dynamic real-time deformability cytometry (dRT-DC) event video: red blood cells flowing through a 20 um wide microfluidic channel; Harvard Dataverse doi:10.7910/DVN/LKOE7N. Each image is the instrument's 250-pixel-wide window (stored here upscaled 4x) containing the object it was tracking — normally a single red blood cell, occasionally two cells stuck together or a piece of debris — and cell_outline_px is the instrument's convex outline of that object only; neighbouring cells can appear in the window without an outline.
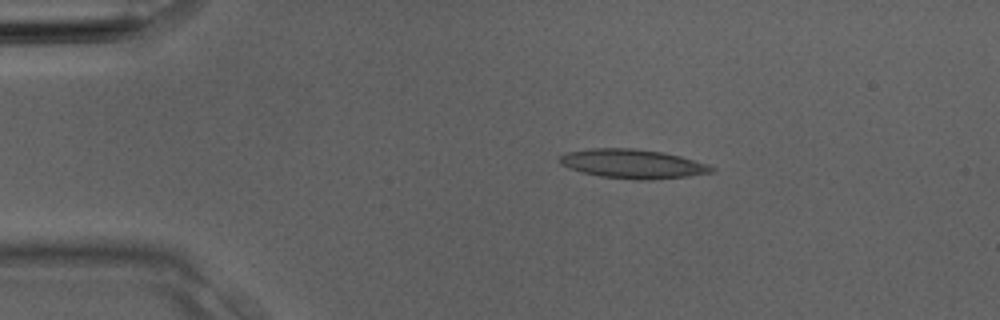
{"species": "Egyptian fruit bat (a non-hibernating species)", "species_latin": "Rousettus aegyptiacus", "temperature_condition": "room temperature", "stored_images_in_passage": 2, "camera_frame_rate_fps": 3000, "um_per_image_px": 0.085, "animal": {"sex": "male"}, "frame": {"image": 1, "passage_image": 1, "time_ms": 0.0, "image_size_px": [1000, 320], "cell_outline_px": [[716, 172], [688, 176], [648, 180], [636, 180], [600, 176], [568, 168], [560, 164], [560, 156], [568, 152], [592, 148], [636, 148], [664, 152], [680, 156], [708, 164], [716, 168]], "centroid_in_image_um": [53.83, 13.92], "position_along_channel_um": 31.2, "area_um2": 25.84}}